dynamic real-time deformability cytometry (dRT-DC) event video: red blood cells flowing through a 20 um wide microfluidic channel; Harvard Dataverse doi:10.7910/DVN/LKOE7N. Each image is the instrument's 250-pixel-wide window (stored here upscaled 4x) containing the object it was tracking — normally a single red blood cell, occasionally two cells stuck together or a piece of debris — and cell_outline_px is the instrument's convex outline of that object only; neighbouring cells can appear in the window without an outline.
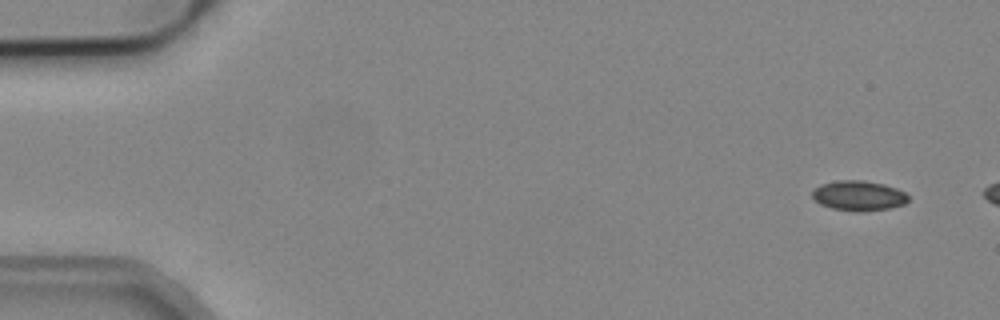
{"species": "common noctule bat (a hibernating species)", "species_latin": "Nyctalus noctula", "temperature_condition": "cold", "stored_images_in_passage": 4, "camera_frame_rate_fps": 3000, "um_per_image_px": 0.085, "animal": {"sex": "male", "body_mass_g": 19.2, "forearm_length_mm": 51.8}, "frame": {"image": 1, "passage_image": 1, "time_ms": 0.0, "image_size_px": [1000, 320], "cell_outline_px": [[908, 200], [904, 204], [888, 208], [860, 212], [832, 208], [820, 204], [812, 196], [812, 188], [820, 184], [836, 180], [864, 180], [884, 184], [896, 188], [904, 192], [908, 196]], "centroid_in_image_um": [72.95, 16.62], "position_along_channel_um": 12.0, "area_um2": 16.82}}